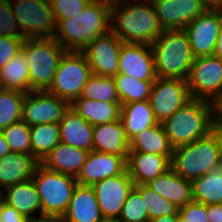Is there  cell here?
<instances>
[{"label": "cell", "instance_id": "4dcf8cb0", "mask_svg": "<svg viewBox=\"0 0 222 222\" xmlns=\"http://www.w3.org/2000/svg\"><path fill=\"white\" fill-rule=\"evenodd\" d=\"M0 87L24 93L30 92L29 68L23 50L0 69Z\"/></svg>", "mask_w": 222, "mask_h": 222}, {"label": "cell", "instance_id": "f907efd6", "mask_svg": "<svg viewBox=\"0 0 222 222\" xmlns=\"http://www.w3.org/2000/svg\"><path fill=\"white\" fill-rule=\"evenodd\" d=\"M11 152L8 143L6 142L4 136L0 132V158L9 154Z\"/></svg>", "mask_w": 222, "mask_h": 222}, {"label": "cell", "instance_id": "d6986e66", "mask_svg": "<svg viewBox=\"0 0 222 222\" xmlns=\"http://www.w3.org/2000/svg\"><path fill=\"white\" fill-rule=\"evenodd\" d=\"M171 168L170 160L163 155L129 151L126 171L134 185L146 184Z\"/></svg>", "mask_w": 222, "mask_h": 222}, {"label": "cell", "instance_id": "9c48e42d", "mask_svg": "<svg viewBox=\"0 0 222 222\" xmlns=\"http://www.w3.org/2000/svg\"><path fill=\"white\" fill-rule=\"evenodd\" d=\"M23 38H53L56 19L49 0H10Z\"/></svg>", "mask_w": 222, "mask_h": 222}, {"label": "cell", "instance_id": "83f0119b", "mask_svg": "<svg viewBox=\"0 0 222 222\" xmlns=\"http://www.w3.org/2000/svg\"><path fill=\"white\" fill-rule=\"evenodd\" d=\"M173 147L162 123L146 128L129 140V151H139L166 156L170 161Z\"/></svg>", "mask_w": 222, "mask_h": 222}, {"label": "cell", "instance_id": "836d02e7", "mask_svg": "<svg viewBox=\"0 0 222 222\" xmlns=\"http://www.w3.org/2000/svg\"><path fill=\"white\" fill-rule=\"evenodd\" d=\"M25 94L18 90L1 89L0 132L12 123L21 120Z\"/></svg>", "mask_w": 222, "mask_h": 222}, {"label": "cell", "instance_id": "ab89813d", "mask_svg": "<svg viewBox=\"0 0 222 222\" xmlns=\"http://www.w3.org/2000/svg\"><path fill=\"white\" fill-rule=\"evenodd\" d=\"M0 36L23 37L10 0H0Z\"/></svg>", "mask_w": 222, "mask_h": 222}, {"label": "cell", "instance_id": "ac0fdd59", "mask_svg": "<svg viewBox=\"0 0 222 222\" xmlns=\"http://www.w3.org/2000/svg\"><path fill=\"white\" fill-rule=\"evenodd\" d=\"M125 170L126 160L123 157L93 150L76 180L79 185L92 186L106 178L121 175Z\"/></svg>", "mask_w": 222, "mask_h": 222}, {"label": "cell", "instance_id": "680465c9", "mask_svg": "<svg viewBox=\"0 0 222 222\" xmlns=\"http://www.w3.org/2000/svg\"><path fill=\"white\" fill-rule=\"evenodd\" d=\"M1 217H2V214H1V206H0V222H3Z\"/></svg>", "mask_w": 222, "mask_h": 222}, {"label": "cell", "instance_id": "f546056e", "mask_svg": "<svg viewBox=\"0 0 222 222\" xmlns=\"http://www.w3.org/2000/svg\"><path fill=\"white\" fill-rule=\"evenodd\" d=\"M191 183L193 201L205 205L222 204V162Z\"/></svg>", "mask_w": 222, "mask_h": 222}, {"label": "cell", "instance_id": "d590c367", "mask_svg": "<svg viewBox=\"0 0 222 222\" xmlns=\"http://www.w3.org/2000/svg\"><path fill=\"white\" fill-rule=\"evenodd\" d=\"M134 188L141 194L145 202L149 220L164 215H178L179 208L175 204L165 199L146 184L134 185Z\"/></svg>", "mask_w": 222, "mask_h": 222}, {"label": "cell", "instance_id": "4fadbf2b", "mask_svg": "<svg viewBox=\"0 0 222 222\" xmlns=\"http://www.w3.org/2000/svg\"><path fill=\"white\" fill-rule=\"evenodd\" d=\"M123 42L112 32L97 37L89 43L84 53L92 74L114 77L119 72V53Z\"/></svg>", "mask_w": 222, "mask_h": 222}, {"label": "cell", "instance_id": "ee69618b", "mask_svg": "<svg viewBox=\"0 0 222 222\" xmlns=\"http://www.w3.org/2000/svg\"><path fill=\"white\" fill-rule=\"evenodd\" d=\"M207 214L209 222H222V204L207 205Z\"/></svg>", "mask_w": 222, "mask_h": 222}, {"label": "cell", "instance_id": "8fae6325", "mask_svg": "<svg viewBox=\"0 0 222 222\" xmlns=\"http://www.w3.org/2000/svg\"><path fill=\"white\" fill-rule=\"evenodd\" d=\"M191 99L187 80L157 77L149 102L155 118L162 123Z\"/></svg>", "mask_w": 222, "mask_h": 222}, {"label": "cell", "instance_id": "c3c4849f", "mask_svg": "<svg viewBox=\"0 0 222 222\" xmlns=\"http://www.w3.org/2000/svg\"><path fill=\"white\" fill-rule=\"evenodd\" d=\"M213 55L222 60V23L219 30V35L217 38L216 47Z\"/></svg>", "mask_w": 222, "mask_h": 222}, {"label": "cell", "instance_id": "5bb4252c", "mask_svg": "<svg viewBox=\"0 0 222 222\" xmlns=\"http://www.w3.org/2000/svg\"><path fill=\"white\" fill-rule=\"evenodd\" d=\"M221 23L222 18L210 6L183 29L194 58L214 54Z\"/></svg>", "mask_w": 222, "mask_h": 222}, {"label": "cell", "instance_id": "bcb514c9", "mask_svg": "<svg viewBox=\"0 0 222 222\" xmlns=\"http://www.w3.org/2000/svg\"><path fill=\"white\" fill-rule=\"evenodd\" d=\"M37 217L30 218L27 222H63L62 217L59 216L41 215L39 218Z\"/></svg>", "mask_w": 222, "mask_h": 222}, {"label": "cell", "instance_id": "277c9868", "mask_svg": "<svg viewBox=\"0 0 222 222\" xmlns=\"http://www.w3.org/2000/svg\"><path fill=\"white\" fill-rule=\"evenodd\" d=\"M151 48L158 78L188 79L194 57L183 30H164Z\"/></svg>", "mask_w": 222, "mask_h": 222}, {"label": "cell", "instance_id": "4316f807", "mask_svg": "<svg viewBox=\"0 0 222 222\" xmlns=\"http://www.w3.org/2000/svg\"><path fill=\"white\" fill-rule=\"evenodd\" d=\"M5 190L4 203L17 209L20 214L28 219L35 217L33 215L37 211L42 215L41 202L32 179L16 183Z\"/></svg>", "mask_w": 222, "mask_h": 222}, {"label": "cell", "instance_id": "7bdbcfd3", "mask_svg": "<svg viewBox=\"0 0 222 222\" xmlns=\"http://www.w3.org/2000/svg\"><path fill=\"white\" fill-rule=\"evenodd\" d=\"M1 214L3 222H27L28 218L20 214L17 209L3 203L1 205Z\"/></svg>", "mask_w": 222, "mask_h": 222}, {"label": "cell", "instance_id": "484cf974", "mask_svg": "<svg viewBox=\"0 0 222 222\" xmlns=\"http://www.w3.org/2000/svg\"><path fill=\"white\" fill-rule=\"evenodd\" d=\"M70 107L91 125H101L120 119V102H102L80 96L70 104Z\"/></svg>", "mask_w": 222, "mask_h": 222}, {"label": "cell", "instance_id": "e0dca14e", "mask_svg": "<svg viewBox=\"0 0 222 222\" xmlns=\"http://www.w3.org/2000/svg\"><path fill=\"white\" fill-rule=\"evenodd\" d=\"M136 80L155 81L154 55L150 44L124 43L119 53V72Z\"/></svg>", "mask_w": 222, "mask_h": 222}, {"label": "cell", "instance_id": "11a10c76", "mask_svg": "<svg viewBox=\"0 0 222 222\" xmlns=\"http://www.w3.org/2000/svg\"><path fill=\"white\" fill-rule=\"evenodd\" d=\"M1 187H0V206L4 203V195L2 194V191H1Z\"/></svg>", "mask_w": 222, "mask_h": 222}, {"label": "cell", "instance_id": "60d3db41", "mask_svg": "<svg viewBox=\"0 0 222 222\" xmlns=\"http://www.w3.org/2000/svg\"><path fill=\"white\" fill-rule=\"evenodd\" d=\"M23 37L0 36V69L22 50Z\"/></svg>", "mask_w": 222, "mask_h": 222}, {"label": "cell", "instance_id": "52a82bcc", "mask_svg": "<svg viewBox=\"0 0 222 222\" xmlns=\"http://www.w3.org/2000/svg\"><path fill=\"white\" fill-rule=\"evenodd\" d=\"M32 181L39 195L42 215L63 217L78 184L76 178L51 171L39 164Z\"/></svg>", "mask_w": 222, "mask_h": 222}, {"label": "cell", "instance_id": "9f6ffc18", "mask_svg": "<svg viewBox=\"0 0 222 222\" xmlns=\"http://www.w3.org/2000/svg\"><path fill=\"white\" fill-rule=\"evenodd\" d=\"M176 222H186L179 214L177 215Z\"/></svg>", "mask_w": 222, "mask_h": 222}, {"label": "cell", "instance_id": "74e56055", "mask_svg": "<svg viewBox=\"0 0 222 222\" xmlns=\"http://www.w3.org/2000/svg\"><path fill=\"white\" fill-rule=\"evenodd\" d=\"M141 194L133 187L130 191L119 218L123 222H148L149 216Z\"/></svg>", "mask_w": 222, "mask_h": 222}, {"label": "cell", "instance_id": "e575fe53", "mask_svg": "<svg viewBox=\"0 0 222 222\" xmlns=\"http://www.w3.org/2000/svg\"><path fill=\"white\" fill-rule=\"evenodd\" d=\"M81 97L102 102H120L114 77L96 74H92L85 83Z\"/></svg>", "mask_w": 222, "mask_h": 222}, {"label": "cell", "instance_id": "8992f818", "mask_svg": "<svg viewBox=\"0 0 222 222\" xmlns=\"http://www.w3.org/2000/svg\"><path fill=\"white\" fill-rule=\"evenodd\" d=\"M171 169L184 179L192 181L221 163L219 145L211 132L204 138L173 149Z\"/></svg>", "mask_w": 222, "mask_h": 222}, {"label": "cell", "instance_id": "f35d334b", "mask_svg": "<svg viewBox=\"0 0 222 222\" xmlns=\"http://www.w3.org/2000/svg\"><path fill=\"white\" fill-rule=\"evenodd\" d=\"M56 23L65 18L76 17L91 0H49Z\"/></svg>", "mask_w": 222, "mask_h": 222}, {"label": "cell", "instance_id": "44dd1931", "mask_svg": "<svg viewBox=\"0 0 222 222\" xmlns=\"http://www.w3.org/2000/svg\"><path fill=\"white\" fill-rule=\"evenodd\" d=\"M93 150L117 155L127 160L129 139L120 119L93 125Z\"/></svg>", "mask_w": 222, "mask_h": 222}, {"label": "cell", "instance_id": "f6af8a7d", "mask_svg": "<svg viewBox=\"0 0 222 222\" xmlns=\"http://www.w3.org/2000/svg\"><path fill=\"white\" fill-rule=\"evenodd\" d=\"M212 133L215 135L218 141L220 158L222 161V122H214Z\"/></svg>", "mask_w": 222, "mask_h": 222}, {"label": "cell", "instance_id": "1f68e13d", "mask_svg": "<svg viewBox=\"0 0 222 222\" xmlns=\"http://www.w3.org/2000/svg\"><path fill=\"white\" fill-rule=\"evenodd\" d=\"M31 154L41 163L60 142L58 123H44L30 127Z\"/></svg>", "mask_w": 222, "mask_h": 222}, {"label": "cell", "instance_id": "7402d4cb", "mask_svg": "<svg viewBox=\"0 0 222 222\" xmlns=\"http://www.w3.org/2000/svg\"><path fill=\"white\" fill-rule=\"evenodd\" d=\"M40 162L32 155L10 152L0 158V187L26 182L34 176Z\"/></svg>", "mask_w": 222, "mask_h": 222}, {"label": "cell", "instance_id": "ffe728a7", "mask_svg": "<svg viewBox=\"0 0 222 222\" xmlns=\"http://www.w3.org/2000/svg\"><path fill=\"white\" fill-rule=\"evenodd\" d=\"M102 219L93 188L77 184L62 217L63 222H100Z\"/></svg>", "mask_w": 222, "mask_h": 222}, {"label": "cell", "instance_id": "681fc988", "mask_svg": "<svg viewBox=\"0 0 222 222\" xmlns=\"http://www.w3.org/2000/svg\"><path fill=\"white\" fill-rule=\"evenodd\" d=\"M214 105H215V119H214V122H222V95L214 103Z\"/></svg>", "mask_w": 222, "mask_h": 222}, {"label": "cell", "instance_id": "816d5d0a", "mask_svg": "<svg viewBox=\"0 0 222 222\" xmlns=\"http://www.w3.org/2000/svg\"><path fill=\"white\" fill-rule=\"evenodd\" d=\"M177 215H164L159 218L150 219L148 222H176Z\"/></svg>", "mask_w": 222, "mask_h": 222}, {"label": "cell", "instance_id": "f5cc1de1", "mask_svg": "<svg viewBox=\"0 0 222 222\" xmlns=\"http://www.w3.org/2000/svg\"><path fill=\"white\" fill-rule=\"evenodd\" d=\"M211 7L218 13V15L222 18V0H215Z\"/></svg>", "mask_w": 222, "mask_h": 222}, {"label": "cell", "instance_id": "8d00e7d4", "mask_svg": "<svg viewBox=\"0 0 222 222\" xmlns=\"http://www.w3.org/2000/svg\"><path fill=\"white\" fill-rule=\"evenodd\" d=\"M11 152L31 154L30 126L20 120L1 131Z\"/></svg>", "mask_w": 222, "mask_h": 222}, {"label": "cell", "instance_id": "cb8c5ba5", "mask_svg": "<svg viewBox=\"0 0 222 222\" xmlns=\"http://www.w3.org/2000/svg\"><path fill=\"white\" fill-rule=\"evenodd\" d=\"M90 151L59 142L40 163L45 168L77 177Z\"/></svg>", "mask_w": 222, "mask_h": 222}, {"label": "cell", "instance_id": "b9f144b4", "mask_svg": "<svg viewBox=\"0 0 222 222\" xmlns=\"http://www.w3.org/2000/svg\"><path fill=\"white\" fill-rule=\"evenodd\" d=\"M186 222H209L207 205L192 201L179 208L178 213Z\"/></svg>", "mask_w": 222, "mask_h": 222}, {"label": "cell", "instance_id": "7a4b0ae2", "mask_svg": "<svg viewBox=\"0 0 222 222\" xmlns=\"http://www.w3.org/2000/svg\"><path fill=\"white\" fill-rule=\"evenodd\" d=\"M111 31L124 43L151 45L164 30L151 0H133L111 10Z\"/></svg>", "mask_w": 222, "mask_h": 222}, {"label": "cell", "instance_id": "7c38bea8", "mask_svg": "<svg viewBox=\"0 0 222 222\" xmlns=\"http://www.w3.org/2000/svg\"><path fill=\"white\" fill-rule=\"evenodd\" d=\"M70 104L46 91H31L25 94L21 120L28 126L44 123H59Z\"/></svg>", "mask_w": 222, "mask_h": 222}, {"label": "cell", "instance_id": "f1b7e54d", "mask_svg": "<svg viewBox=\"0 0 222 222\" xmlns=\"http://www.w3.org/2000/svg\"><path fill=\"white\" fill-rule=\"evenodd\" d=\"M120 120L129 140L137 133L159 123L155 118L149 100L121 105Z\"/></svg>", "mask_w": 222, "mask_h": 222}, {"label": "cell", "instance_id": "d6a6232c", "mask_svg": "<svg viewBox=\"0 0 222 222\" xmlns=\"http://www.w3.org/2000/svg\"><path fill=\"white\" fill-rule=\"evenodd\" d=\"M120 104L149 100L154 81L136 80L118 73L114 76Z\"/></svg>", "mask_w": 222, "mask_h": 222}, {"label": "cell", "instance_id": "9a60e30c", "mask_svg": "<svg viewBox=\"0 0 222 222\" xmlns=\"http://www.w3.org/2000/svg\"><path fill=\"white\" fill-rule=\"evenodd\" d=\"M163 30H183L210 5L205 0H151Z\"/></svg>", "mask_w": 222, "mask_h": 222}, {"label": "cell", "instance_id": "db71d44e", "mask_svg": "<svg viewBox=\"0 0 222 222\" xmlns=\"http://www.w3.org/2000/svg\"><path fill=\"white\" fill-rule=\"evenodd\" d=\"M100 222H123L120 218H104Z\"/></svg>", "mask_w": 222, "mask_h": 222}, {"label": "cell", "instance_id": "6f0895ef", "mask_svg": "<svg viewBox=\"0 0 222 222\" xmlns=\"http://www.w3.org/2000/svg\"><path fill=\"white\" fill-rule=\"evenodd\" d=\"M210 6L215 0H205Z\"/></svg>", "mask_w": 222, "mask_h": 222}, {"label": "cell", "instance_id": "d4e9b609", "mask_svg": "<svg viewBox=\"0 0 222 222\" xmlns=\"http://www.w3.org/2000/svg\"><path fill=\"white\" fill-rule=\"evenodd\" d=\"M58 124L60 142L93 151V125L83 120L70 106Z\"/></svg>", "mask_w": 222, "mask_h": 222}, {"label": "cell", "instance_id": "603a6c76", "mask_svg": "<svg viewBox=\"0 0 222 222\" xmlns=\"http://www.w3.org/2000/svg\"><path fill=\"white\" fill-rule=\"evenodd\" d=\"M146 185L178 208L193 201L191 181L179 176L171 168Z\"/></svg>", "mask_w": 222, "mask_h": 222}, {"label": "cell", "instance_id": "5b68a950", "mask_svg": "<svg viewBox=\"0 0 222 222\" xmlns=\"http://www.w3.org/2000/svg\"><path fill=\"white\" fill-rule=\"evenodd\" d=\"M22 50L29 68L30 92L48 90L66 50L54 38L25 39Z\"/></svg>", "mask_w": 222, "mask_h": 222}, {"label": "cell", "instance_id": "2e32d148", "mask_svg": "<svg viewBox=\"0 0 222 222\" xmlns=\"http://www.w3.org/2000/svg\"><path fill=\"white\" fill-rule=\"evenodd\" d=\"M95 192L103 218H119L121 209L134 187L125 170L121 175L101 180L91 186Z\"/></svg>", "mask_w": 222, "mask_h": 222}, {"label": "cell", "instance_id": "6da1fadb", "mask_svg": "<svg viewBox=\"0 0 222 222\" xmlns=\"http://www.w3.org/2000/svg\"><path fill=\"white\" fill-rule=\"evenodd\" d=\"M111 31V10L91 0L76 17L56 23L53 38L66 51H82L97 37Z\"/></svg>", "mask_w": 222, "mask_h": 222}, {"label": "cell", "instance_id": "7dc6e473", "mask_svg": "<svg viewBox=\"0 0 222 222\" xmlns=\"http://www.w3.org/2000/svg\"><path fill=\"white\" fill-rule=\"evenodd\" d=\"M94 1H97L98 3L112 10L116 7L123 6L125 2L128 3L130 0L129 1L127 0H94Z\"/></svg>", "mask_w": 222, "mask_h": 222}, {"label": "cell", "instance_id": "30bf717a", "mask_svg": "<svg viewBox=\"0 0 222 222\" xmlns=\"http://www.w3.org/2000/svg\"><path fill=\"white\" fill-rule=\"evenodd\" d=\"M187 85L192 98L215 103L222 95V60L214 55L194 58Z\"/></svg>", "mask_w": 222, "mask_h": 222}, {"label": "cell", "instance_id": "3957f363", "mask_svg": "<svg viewBox=\"0 0 222 222\" xmlns=\"http://www.w3.org/2000/svg\"><path fill=\"white\" fill-rule=\"evenodd\" d=\"M215 105L212 102L192 98L162 125L173 148L190 144L212 132Z\"/></svg>", "mask_w": 222, "mask_h": 222}, {"label": "cell", "instance_id": "ba28073f", "mask_svg": "<svg viewBox=\"0 0 222 222\" xmlns=\"http://www.w3.org/2000/svg\"><path fill=\"white\" fill-rule=\"evenodd\" d=\"M91 75V67L82 51H66L47 91L71 104L81 96Z\"/></svg>", "mask_w": 222, "mask_h": 222}]
</instances>
